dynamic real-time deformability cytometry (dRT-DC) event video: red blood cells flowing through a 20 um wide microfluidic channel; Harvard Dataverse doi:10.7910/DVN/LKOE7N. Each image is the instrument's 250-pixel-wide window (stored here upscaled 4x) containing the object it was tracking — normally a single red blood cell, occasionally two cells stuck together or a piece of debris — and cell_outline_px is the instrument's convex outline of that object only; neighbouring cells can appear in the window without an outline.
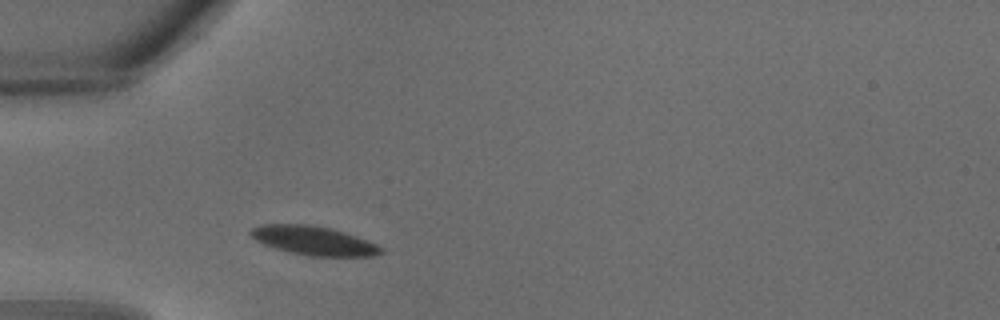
{"species": "common noctule bat (a hibernating species)", "species_latin": "Nyctalus noctula", "temperature_condition": "warm", "stored_images_in_passage": 18, "camera_frame_rate_fps": 3000, "um_per_image_px": 0.085, "animal": {"sex": "male", "body_mass_g": 18.8}, "frame": {"image": 1, "passage_image": 4, "time_ms": 1.0, "image_size_px": [1000, 320], "cell_outline_px": [[384, 252], [372, 256], [308, 256], [288, 252], [264, 244], [256, 240], [248, 232], [252, 228], [260, 224], [308, 224], [328, 228], [344, 232], [368, 240], [384, 248]], "centroid_in_image_um": [26.67, 20.45], "position_along_channel_um": 58.3, "area_um2": 21.96}}
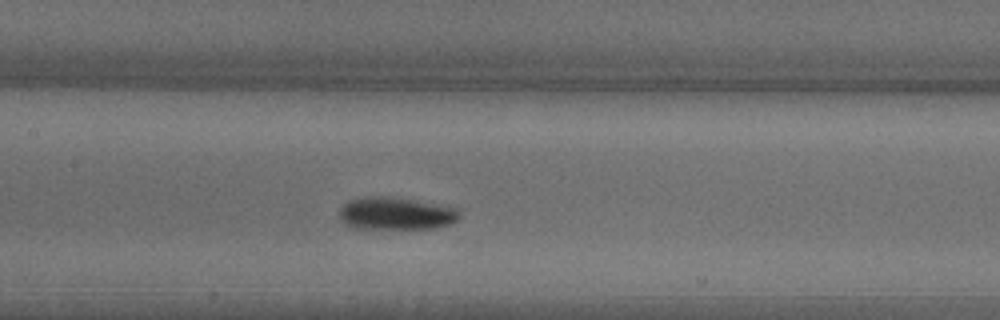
{"frame": {"image": 2, "passage_image": 10, "time_ms": 3.0, "image_size_px": [1000, 320], "cell_outline_px": [[460, 216], [452, 224], [436, 228], [352, 228], [344, 224], [340, 220], [340, 208], [348, 200], [360, 196], [392, 196], [460, 208]], "centroid_in_image_um": [33.65, 18.13], "position_along_channel_um": 173.8, "area_um2": 23.18}}
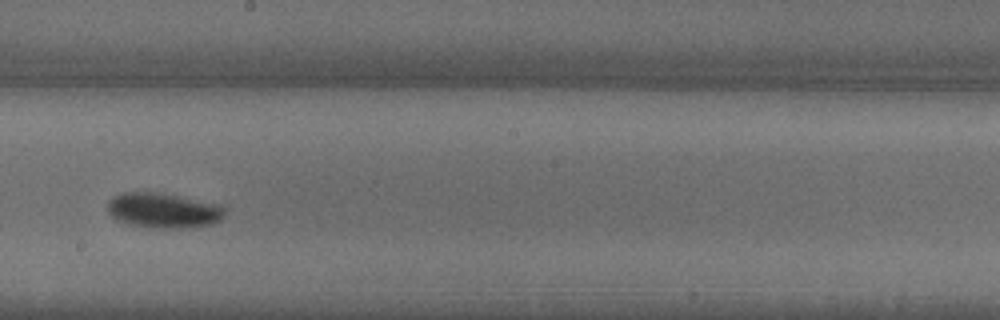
{"frame": {"image": 3, "passage_image": 13, "time_ms": 4.0, "image_size_px": [1000, 320], "cell_outline_px": [[224, 216], [220, 220], [212, 224], [184, 228], [160, 228], [128, 224], [116, 220], [108, 212], [108, 200], [112, 196], [124, 192], [160, 192], [220, 204], [224, 208]], "centroid_in_image_um": [13.87, 17.87], "position_along_channel_um": 234.3, "area_um2": 24.1}}